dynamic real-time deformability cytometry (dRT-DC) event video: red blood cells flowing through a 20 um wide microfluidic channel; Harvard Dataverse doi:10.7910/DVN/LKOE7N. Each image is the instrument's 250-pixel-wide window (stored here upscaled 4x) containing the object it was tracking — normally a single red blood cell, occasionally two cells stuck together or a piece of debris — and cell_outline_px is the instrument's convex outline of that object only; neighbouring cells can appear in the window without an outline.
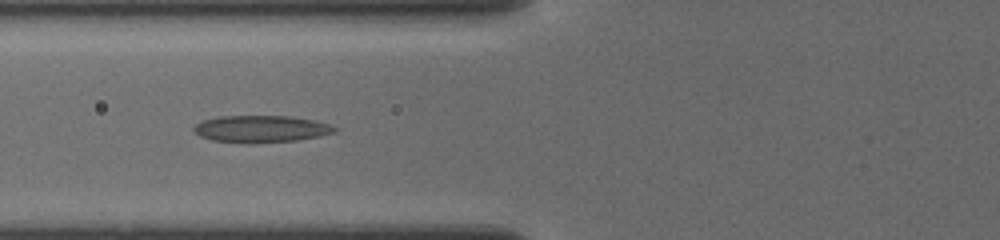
{"species": "common noctule bat (a hibernating species)", "species_latin": "Nyctalus noctula", "temperature_condition": "cold", "stored_images_in_passage": 6, "camera_frame_rate_fps": 3000, "um_per_image_px": 0.085, "animal": {"sex": "female", "body_mass_g": 19.5, "forearm_length_mm": 54.1}, "frame": {"image": 1, "passage_image": 5, "time_ms": 3.333, "image_size_px": [1000, 240], "cell_outline_px": [[340, 128], [336, 132], [320, 136], [296, 140], [252, 144], [244, 144], [212, 140], [200, 136], [192, 128], [200, 120], [220, 116], [292, 116], [312, 120], [328, 124]], "centroid_in_image_um": [22.18, 10.97], "position_along_channel_um": 103.6, "area_um2": 22.43}}